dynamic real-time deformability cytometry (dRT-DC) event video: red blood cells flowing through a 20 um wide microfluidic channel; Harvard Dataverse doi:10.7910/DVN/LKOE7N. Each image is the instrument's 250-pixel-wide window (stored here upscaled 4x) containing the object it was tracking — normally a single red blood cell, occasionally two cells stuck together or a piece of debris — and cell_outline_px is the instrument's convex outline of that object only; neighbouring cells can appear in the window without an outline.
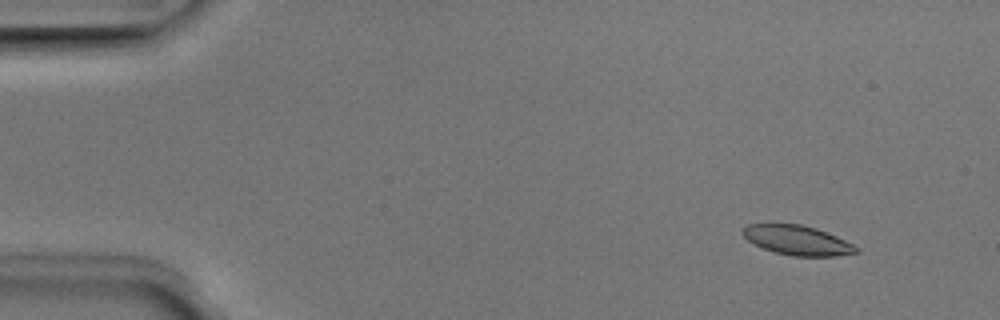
{"species": "Egyptian fruit bat (a non-hibernating species)", "species_latin": "Rousettus aegyptiacus", "temperature_condition": "room temperature", "stored_images_in_passage": 52, "camera_frame_rate_fps": 3000, "um_per_image_px": 0.085, "animal": {"sex": "male"}, "frame": {"image": 1, "passage_image": 5, "time_ms": 1.333, "image_size_px": [1000, 320], "cell_outline_px": [[860, 252], [836, 256], [792, 256], [776, 252], [764, 248], [748, 240], [740, 232], [748, 224], [768, 220], [800, 224], [816, 228], [836, 236], [860, 248]], "centroid_in_image_um": [67.72, 20.37], "position_along_channel_um": 17.3, "area_um2": 20.11}}
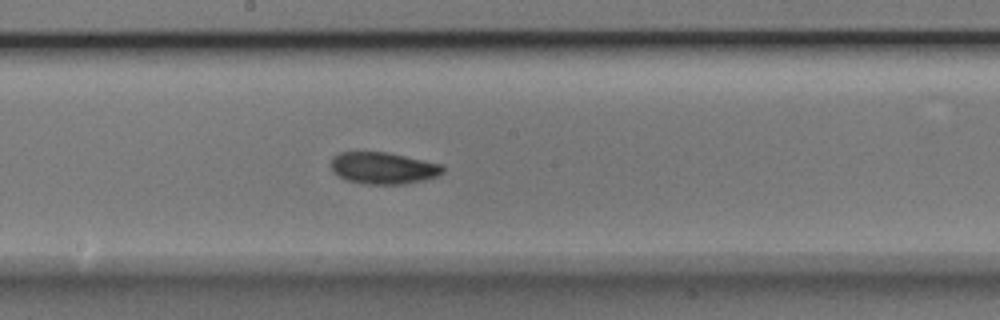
{"frame": {"image": 2, "passage_image": 28, "time_ms": 9.0, "image_size_px": [1000, 320], "cell_outline_px": [[444, 172], [436, 176], [424, 180], [404, 184], [364, 184], [348, 180], [332, 172], [332, 156], [340, 152], [384, 152], [404, 156], [440, 164], [444, 168]], "centroid_in_image_um": [32.55, 14.29], "position_along_channel_um": 215.6, "area_um2": 20.46}}
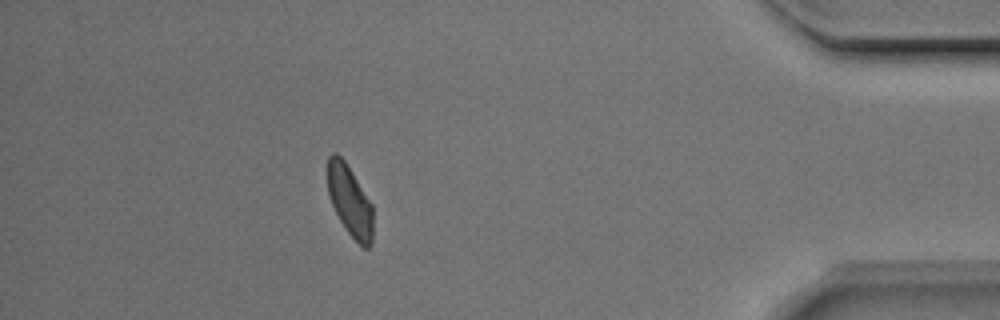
{"frame": {"image": 3, "passage_image": 46, "time_ms": 15.0, "image_size_px": [1000, 320], "cell_outline_px": [[372, 244], [368, 248], [364, 248], [348, 232], [340, 220], [332, 204], [328, 192], [324, 172], [328, 156], [332, 152], [336, 152], [344, 160], [372, 204]], "centroid_in_image_um": [29.68, 17.0], "position_along_channel_um": 405.5, "area_um2": 18.9}, "authors_computed_cell_mechanics": {"area_um2": 20.23, "velocity_mm_per_s": 3.9369, "shape_relaxation_time_tau1_ms": 3.8992, "shape_relaxation_time_tau2_ms": 5.7157, "deformation_change_tau1": 0.1041, "deformation_change_tau2": 0.0951}}